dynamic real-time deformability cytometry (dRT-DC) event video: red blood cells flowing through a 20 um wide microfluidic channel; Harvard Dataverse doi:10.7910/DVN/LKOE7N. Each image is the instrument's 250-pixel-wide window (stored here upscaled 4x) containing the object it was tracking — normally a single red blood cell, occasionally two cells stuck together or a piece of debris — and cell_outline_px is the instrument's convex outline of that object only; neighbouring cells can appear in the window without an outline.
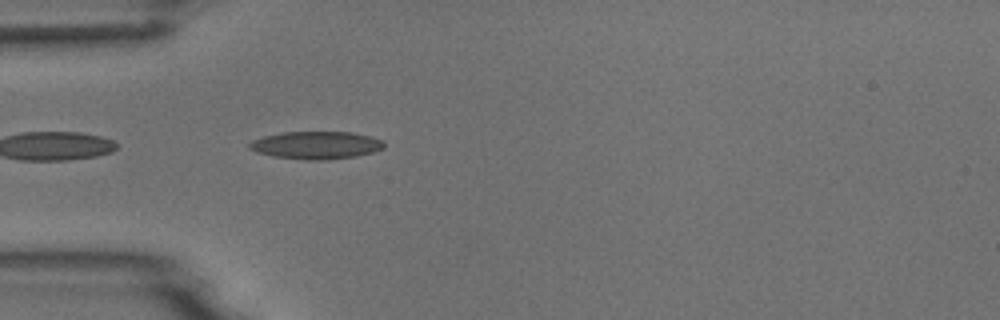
{"species": "common noctule bat (a hibernating species)", "species_latin": "Nyctalus noctula", "temperature_condition": "room temperature", "stored_images_in_passage": 5, "camera_frame_rate_fps": 3000, "um_per_image_px": 0.085, "animal": {"sex": "male", "body_mass_g": 18.8}, "frame": {"image": 1, "passage_image": 5, "time_ms": 4.667, "image_size_px": [1000, 320], "cell_outline_px": [[384, 148], [372, 152], [356, 156], [328, 160], [304, 160], [276, 156], [256, 152], [248, 148], [248, 144], [252, 140], [264, 136], [284, 132], [352, 132], [384, 140]], "centroid_in_image_um": [26.87, 12.34], "position_along_channel_um": 58.1, "area_um2": 21.68}}